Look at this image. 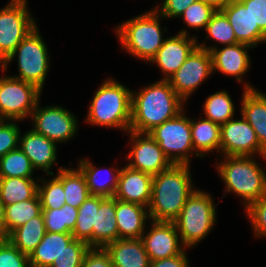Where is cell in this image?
<instances>
[{
    "label": "cell",
    "mask_w": 266,
    "mask_h": 267,
    "mask_svg": "<svg viewBox=\"0 0 266 267\" xmlns=\"http://www.w3.org/2000/svg\"><path fill=\"white\" fill-rule=\"evenodd\" d=\"M186 104L168 80L158 79L137 91L132 89L130 131L149 133L177 116L187 107Z\"/></svg>",
    "instance_id": "1"
},
{
    "label": "cell",
    "mask_w": 266,
    "mask_h": 267,
    "mask_svg": "<svg viewBox=\"0 0 266 267\" xmlns=\"http://www.w3.org/2000/svg\"><path fill=\"white\" fill-rule=\"evenodd\" d=\"M258 157V158H257ZM214 163L217 176L225 185L222 198L235 194L241 200L243 211L254 201L266 196V171L258 159L266 156H219ZM262 166V167H261Z\"/></svg>",
    "instance_id": "2"
},
{
    "label": "cell",
    "mask_w": 266,
    "mask_h": 267,
    "mask_svg": "<svg viewBox=\"0 0 266 267\" xmlns=\"http://www.w3.org/2000/svg\"><path fill=\"white\" fill-rule=\"evenodd\" d=\"M190 164H173L153 176L152 196L148 206L150 220L173 222L187 198L197 188Z\"/></svg>",
    "instance_id": "3"
},
{
    "label": "cell",
    "mask_w": 266,
    "mask_h": 267,
    "mask_svg": "<svg viewBox=\"0 0 266 267\" xmlns=\"http://www.w3.org/2000/svg\"><path fill=\"white\" fill-rule=\"evenodd\" d=\"M114 78L108 77L100 83L88 105L84 122L126 134L131 124L132 90Z\"/></svg>",
    "instance_id": "4"
},
{
    "label": "cell",
    "mask_w": 266,
    "mask_h": 267,
    "mask_svg": "<svg viewBox=\"0 0 266 267\" xmlns=\"http://www.w3.org/2000/svg\"><path fill=\"white\" fill-rule=\"evenodd\" d=\"M164 20L152 7L114 26L120 50H124L131 58L149 63L167 38L164 33L167 34L168 27L162 26L161 22Z\"/></svg>",
    "instance_id": "5"
},
{
    "label": "cell",
    "mask_w": 266,
    "mask_h": 267,
    "mask_svg": "<svg viewBox=\"0 0 266 267\" xmlns=\"http://www.w3.org/2000/svg\"><path fill=\"white\" fill-rule=\"evenodd\" d=\"M213 198L215 197L210 191L197 187L173 221L182 244L187 249H194L214 230L218 205Z\"/></svg>",
    "instance_id": "6"
},
{
    "label": "cell",
    "mask_w": 266,
    "mask_h": 267,
    "mask_svg": "<svg viewBox=\"0 0 266 267\" xmlns=\"http://www.w3.org/2000/svg\"><path fill=\"white\" fill-rule=\"evenodd\" d=\"M50 56L49 48L37 25L0 67L8 71L12 62L17 59L19 73L11 76L35 85L43 92V86L51 67Z\"/></svg>",
    "instance_id": "7"
},
{
    "label": "cell",
    "mask_w": 266,
    "mask_h": 267,
    "mask_svg": "<svg viewBox=\"0 0 266 267\" xmlns=\"http://www.w3.org/2000/svg\"><path fill=\"white\" fill-rule=\"evenodd\" d=\"M187 110L185 108L177 116L149 132L173 164L191 165L192 157L200 159L192 145L191 117L185 114Z\"/></svg>",
    "instance_id": "8"
},
{
    "label": "cell",
    "mask_w": 266,
    "mask_h": 267,
    "mask_svg": "<svg viewBox=\"0 0 266 267\" xmlns=\"http://www.w3.org/2000/svg\"><path fill=\"white\" fill-rule=\"evenodd\" d=\"M0 120H29L42 91L0 67Z\"/></svg>",
    "instance_id": "9"
},
{
    "label": "cell",
    "mask_w": 266,
    "mask_h": 267,
    "mask_svg": "<svg viewBox=\"0 0 266 267\" xmlns=\"http://www.w3.org/2000/svg\"><path fill=\"white\" fill-rule=\"evenodd\" d=\"M28 0H9L0 8V66L37 25Z\"/></svg>",
    "instance_id": "10"
},
{
    "label": "cell",
    "mask_w": 266,
    "mask_h": 267,
    "mask_svg": "<svg viewBox=\"0 0 266 267\" xmlns=\"http://www.w3.org/2000/svg\"><path fill=\"white\" fill-rule=\"evenodd\" d=\"M29 121L36 133L57 145L70 142L80 130L77 115L71 110L57 104L41 106V99L32 111Z\"/></svg>",
    "instance_id": "11"
},
{
    "label": "cell",
    "mask_w": 266,
    "mask_h": 267,
    "mask_svg": "<svg viewBox=\"0 0 266 267\" xmlns=\"http://www.w3.org/2000/svg\"><path fill=\"white\" fill-rule=\"evenodd\" d=\"M212 75L214 74L210 52L196 47L168 81L176 94L187 103Z\"/></svg>",
    "instance_id": "12"
},
{
    "label": "cell",
    "mask_w": 266,
    "mask_h": 267,
    "mask_svg": "<svg viewBox=\"0 0 266 267\" xmlns=\"http://www.w3.org/2000/svg\"><path fill=\"white\" fill-rule=\"evenodd\" d=\"M126 136L129 137L130 150L124 156V160L127 161L125 165L128 167L154 176L173 165L149 133L129 130Z\"/></svg>",
    "instance_id": "13"
},
{
    "label": "cell",
    "mask_w": 266,
    "mask_h": 267,
    "mask_svg": "<svg viewBox=\"0 0 266 267\" xmlns=\"http://www.w3.org/2000/svg\"><path fill=\"white\" fill-rule=\"evenodd\" d=\"M239 116L220 125V156H266L254 129Z\"/></svg>",
    "instance_id": "14"
},
{
    "label": "cell",
    "mask_w": 266,
    "mask_h": 267,
    "mask_svg": "<svg viewBox=\"0 0 266 267\" xmlns=\"http://www.w3.org/2000/svg\"><path fill=\"white\" fill-rule=\"evenodd\" d=\"M251 49L252 47L246 44L237 43L211 50L213 73L217 74L218 72L223 76L235 79L236 82L243 84L242 90L257 89L256 86L251 85V82L244 80L247 72L251 71V65L253 64L251 63L250 52L248 53Z\"/></svg>",
    "instance_id": "15"
},
{
    "label": "cell",
    "mask_w": 266,
    "mask_h": 267,
    "mask_svg": "<svg viewBox=\"0 0 266 267\" xmlns=\"http://www.w3.org/2000/svg\"><path fill=\"white\" fill-rule=\"evenodd\" d=\"M141 240L150 261L171 258L182 254L187 248L182 244L174 222H148Z\"/></svg>",
    "instance_id": "16"
},
{
    "label": "cell",
    "mask_w": 266,
    "mask_h": 267,
    "mask_svg": "<svg viewBox=\"0 0 266 267\" xmlns=\"http://www.w3.org/2000/svg\"><path fill=\"white\" fill-rule=\"evenodd\" d=\"M196 47L197 38L192 35L176 33L167 36L148 65L154 64L159 68L160 74L163 75L160 80H169Z\"/></svg>",
    "instance_id": "17"
},
{
    "label": "cell",
    "mask_w": 266,
    "mask_h": 267,
    "mask_svg": "<svg viewBox=\"0 0 266 267\" xmlns=\"http://www.w3.org/2000/svg\"><path fill=\"white\" fill-rule=\"evenodd\" d=\"M57 147L55 142L36 133L32 128L20 134L19 148L29 158L35 170H41L45 175L54 174V167L58 166Z\"/></svg>",
    "instance_id": "18"
},
{
    "label": "cell",
    "mask_w": 266,
    "mask_h": 267,
    "mask_svg": "<svg viewBox=\"0 0 266 267\" xmlns=\"http://www.w3.org/2000/svg\"><path fill=\"white\" fill-rule=\"evenodd\" d=\"M228 18L238 43L246 44L253 49L259 44H266V34L255 25L249 9L239 0H229L219 8Z\"/></svg>",
    "instance_id": "19"
},
{
    "label": "cell",
    "mask_w": 266,
    "mask_h": 267,
    "mask_svg": "<svg viewBox=\"0 0 266 267\" xmlns=\"http://www.w3.org/2000/svg\"><path fill=\"white\" fill-rule=\"evenodd\" d=\"M152 183V175L124 165L114 198L148 207L152 196Z\"/></svg>",
    "instance_id": "20"
},
{
    "label": "cell",
    "mask_w": 266,
    "mask_h": 267,
    "mask_svg": "<svg viewBox=\"0 0 266 267\" xmlns=\"http://www.w3.org/2000/svg\"><path fill=\"white\" fill-rule=\"evenodd\" d=\"M77 168L86 179L87 187L91 195L105 198L114 197L118 187L119 176L122 167H99L90 158H79ZM105 173V174H104Z\"/></svg>",
    "instance_id": "21"
},
{
    "label": "cell",
    "mask_w": 266,
    "mask_h": 267,
    "mask_svg": "<svg viewBox=\"0 0 266 267\" xmlns=\"http://www.w3.org/2000/svg\"><path fill=\"white\" fill-rule=\"evenodd\" d=\"M115 212L119 239L142 237L150 220L148 207L115 199Z\"/></svg>",
    "instance_id": "22"
},
{
    "label": "cell",
    "mask_w": 266,
    "mask_h": 267,
    "mask_svg": "<svg viewBox=\"0 0 266 267\" xmlns=\"http://www.w3.org/2000/svg\"><path fill=\"white\" fill-rule=\"evenodd\" d=\"M239 113L256 132L259 144L266 150V93L261 90H243Z\"/></svg>",
    "instance_id": "23"
},
{
    "label": "cell",
    "mask_w": 266,
    "mask_h": 267,
    "mask_svg": "<svg viewBox=\"0 0 266 267\" xmlns=\"http://www.w3.org/2000/svg\"><path fill=\"white\" fill-rule=\"evenodd\" d=\"M104 248L110 255L113 267H150L141 238L118 239Z\"/></svg>",
    "instance_id": "24"
},
{
    "label": "cell",
    "mask_w": 266,
    "mask_h": 267,
    "mask_svg": "<svg viewBox=\"0 0 266 267\" xmlns=\"http://www.w3.org/2000/svg\"><path fill=\"white\" fill-rule=\"evenodd\" d=\"M191 118L192 145L202 160L209 154L220 156V125L204 117ZM215 152V153H214Z\"/></svg>",
    "instance_id": "25"
},
{
    "label": "cell",
    "mask_w": 266,
    "mask_h": 267,
    "mask_svg": "<svg viewBox=\"0 0 266 267\" xmlns=\"http://www.w3.org/2000/svg\"><path fill=\"white\" fill-rule=\"evenodd\" d=\"M118 239L115 198H106L96 210L95 226L92 228V247L104 248Z\"/></svg>",
    "instance_id": "26"
},
{
    "label": "cell",
    "mask_w": 266,
    "mask_h": 267,
    "mask_svg": "<svg viewBox=\"0 0 266 267\" xmlns=\"http://www.w3.org/2000/svg\"><path fill=\"white\" fill-rule=\"evenodd\" d=\"M74 239L72 233L46 232L29 256L30 267H50Z\"/></svg>",
    "instance_id": "27"
},
{
    "label": "cell",
    "mask_w": 266,
    "mask_h": 267,
    "mask_svg": "<svg viewBox=\"0 0 266 267\" xmlns=\"http://www.w3.org/2000/svg\"><path fill=\"white\" fill-rule=\"evenodd\" d=\"M204 32V34H206L203 41L204 43H200L199 38H197V47L209 52L218 48L219 45L221 47L238 43L233 27L230 25L226 15L220 9H218L212 16L211 20L206 25ZM207 40H212L213 44L209 45L206 43L208 42Z\"/></svg>",
    "instance_id": "28"
},
{
    "label": "cell",
    "mask_w": 266,
    "mask_h": 267,
    "mask_svg": "<svg viewBox=\"0 0 266 267\" xmlns=\"http://www.w3.org/2000/svg\"><path fill=\"white\" fill-rule=\"evenodd\" d=\"M46 233L43 213L31 218L25 224L14 229L8 240L21 252L28 256L35 250Z\"/></svg>",
    "instance_id": "29"
},
{
    "label": "cell",
    "mask_w": 266,
    "mask_h": 267,
    "mask_svg": "<svg viewBox=\"0 0 266 267\" xmlns=\"http://www.w3.org/2000/svg\"><path fill=\"white\" fill-rule=\"evenodd\" d=\"M39 178L0 177V199L7 206L32 199L38 193Z\"/></svg>",
    "instance_id": "30"
},
{
    "label": "cell",
    "mask_w": 266,
    "mask_h": 267,
    "mask_svg": "<svg viewBox=\"0 0 266 267\" xmlns=\"http://www.w3.org/2000/svg\"><path fill=\"white\" fill-rule=\"evenodd\" d=\"M235 103L226 89H220L206 97L203 102V117L222 125L236 116Z\"/></svg>",
    "instance_id": "31"
},
{
    "label": "cell",
    "mask_w": 266,
    "mask_h": 267,
    "mask_svg": "<svg viewBox=\"0 0 266 267\" xmlns=\"http://www.w3.org/2000/svg\"><path fill=\"white\" fill-rule=\"evenodd\" d=\"M63 168V165L57 167L56 174H48V178L40 176L38 182V196L42 209H57L64 206Z\"/></svg>",
    "instance_id": "32"
},
{
    "label": "cell",
    "mask_w": 266,
    "mask_h": 267,
    "mask_svg": "<svg viewBox=\"0 0 266 267\" xmlns=\"http://www.w3.org/2000/svg\"><path fill=\"white\" fill-rule=\"evenodd\" d=\"M219 9L214 4L199 0L192 3L188 8L178 17L182 19L184 27L177 32L184 35H192L198 38V35L190 34L191 31H204L206 25L211 20L212 16ZM189 29V31H188Z\"/></svg>",
    "instance_id": "33"
},
{
    "label": "cell",
    "mask_w": 266,
    "mask_h": 267,
    "mask_svg": "<svg viewBox=\"0 0 266 267\" xmlns=\"http://www.w3.org/2000/svg\"><path fill=\"white\" fill-rule=\"evenodd\" d=\"M72 162L63 168L65 204L79 208L91 194L84 175L77 167H72Z\"/></svg>",
    "instance_id": "34"
},
{
    "label": "cell",
    "mask_w": 266,
    "mask_h": 267,
    "mask_svg": "<svg viewBox=\"0 0 266 267\" xmlns=\"http://www.w3.org/2000/svg\"><path fill=\"white\" fill-rule=\"evenodd\" d=\"M105 199V197L90 195L78 208L72 235L75 239L86 242L90 247H92V228L95 226L96 210Z\"/></svg>",
    "instance_id": "35"
},
{
    "label": "cell",
    "mask_w": 266,
    "mask_h": 267,
    "mask_svg": "<svg viewBox=\"0 0 266 267\" xmlns=\"http://www.w3.org/2000/svg\"><path fill=\"white\" fill-rule=\"evenodd\" d=\"M42 213L38 193L29 200L5 206L6 239L17 227Z\"/></svg>",
    "instance_id": "36"
},
{
    "label": "cell",
    "mask_w": 266,
    "mask_h": 267,
    "mask_svg": "<svg viewBox=\"0 0 266 267\" xmlns=\"http://www.w3.org/2000/svg\"><path fill=\"white\" fill-rule=\"evenodd\" d=\"M46 232L72 233L76 225L78 208L68 204L57 209H42Z\"/></svg>",
    "instance_id": "37"
},
{
    "label": "cell",
    "mask_w": 266,
    "mask_h": 267,
    "mask_svg": "<svg viewBox=\"0 0 266 267\" xmlns=\"http://www.w3.org/2000/svg\"><path fill=\"white\" fill-rule=\"evenodd\" d=\"M29 158L18 147L0 157V177L40 178Z\"/></svg>",
    "instance_id": "38"
},
{
    "label": "cell",
    "mask_w": 266,
    "mask_h": 267,
    "mask_svg": "<svg viewBox=\"0 0 266 267\" xmlns=\"http://www.w3.org/2000/svg\"><path fill=\"white\" fill-rule=\"evenodd\" d=\"M89 249L90 246L86 242L74 239L50 267H82L84 256Z\"/></svg>",
    "instance_id": "39"
},
{
    "label": "cell",
    "mask_w": 266,
    "mask_h": 267,
    "mask_svg": "<svg viewBox=\"0 0 266 267\" xmlns=\"http://www.w3.org/2000/svg\"><path fill=\"white\" fill-rule=\"evenodd\" d=\"M244 214L250 223L253 237L266 239V196L252 202Z\"/></svg>",
    "instance_id": "40"
},
{
    "label": "cell",
    "mask_w": 266,
    "mask_h": 267,
    "mask_svg": "<svg viewBox=\"0 0 266 267\" xmlns=\"http://www.w3.org/2000/svg\"><path fill=\"white\" fill-rule=\"evenodd\" d=\"M21 121L0 120V157L19 147Z\"/></svg>",
    "instance_id": "41"
},
{
    "label": "cell",
    "mask_w": 266,
    "mask_h": 267,
    "mask_svg": "<svg viewBox=\"0 0 266 267\" xmlns=\"http://www.w3.org/2000/svg\"><path fill=\"white\" fill-rule=\"evenodd\" d=\"M0 267H30L29 256L21 253L8 239H0Z\"/></svg>",
    "instance_id": "42"
},
{
    "label": "cell",
    "mask_w": 266,
    "mask_h": 267,
    "mask_svg": "<svg viewBox=\"0 0 266 267\" xmlns=\"http://www.w3.org/2000/svg\"><path fill=\"white\" fill-rule=\"evenodd\" d=\"M162 1V2H161ZM153 7L165 19L178 18L192 3L199 0H161Z\"/></svg>",
    "instance_id": "43"
},
{
    "label": "cell",
    "mask_w": 266,
    "mask_h": 267,
    "mask_svg": "<svg viewBox=\"0 0 266 267\" xmlns=\"http://www.w3.org/2000/svg\"><path fill=\"white\" fill-rule=\"evenodd\" d=\"M82 267H113L105 248L90 247L84 256Z\"/></svg>",
    "instance_id": "44"
},
{
    "label": "cell",
    "mask_w": 266,
    "mask_h": 267,
    "mask_svg": "<svg viewBox=\"0 0 266 267\" xmlns=\"http://www.w3.org/2000/svg\"><path fill=\"white\" fill-rule=\"evenodd\" d=\"M253 17L255 25L266 34V0H239Z\"/></svg>",
    "instance_id": "45"
},
{
    "label": "cell",
    "mask_w": 266,
    "mask_h": 267,
    "mask_svg": "<svg viewBox=\"0 0 266 267\" xmlns=\"http://www.w3.org/2000/svg\"><path fill=\"white\" fill-rule=\"evenodd\" d=\"M189 249H186L182 254L173 256L171 258H165L156 261H150V267H191L188 258Z\"/></svg>",
    "instance_id": "46"
},
{
    "label": "cell",
    "mask_w": 266,
    "mask_h": 267,
    "mask_svg": "<svg viewBox=\"0 0 266 267\" xmlns=\"http://www.w3.org/2000/svg\"><path fill=\"white\" fill-rule=\"evenodd\" d=\"M0 239H6L5 205L0 199Z\"/></svg>",
    "instance_id": "47"
},
{
    "label": "cell",
    "mask_w": 266,
    "mask_h": 267,
    "mask_svg": "<svg viewBox=\"0 0 266 267\" xmlns=\"http://www.w3.org/2000/svg\"><path fill=\"white\" fill-rule=\"evenodd\" d=\"M202 1L209 2V3L214 4L220 8L223 4H225L229 0H202Z\"/></svg>",
    "instance_id": "48"
}]
</instances>
